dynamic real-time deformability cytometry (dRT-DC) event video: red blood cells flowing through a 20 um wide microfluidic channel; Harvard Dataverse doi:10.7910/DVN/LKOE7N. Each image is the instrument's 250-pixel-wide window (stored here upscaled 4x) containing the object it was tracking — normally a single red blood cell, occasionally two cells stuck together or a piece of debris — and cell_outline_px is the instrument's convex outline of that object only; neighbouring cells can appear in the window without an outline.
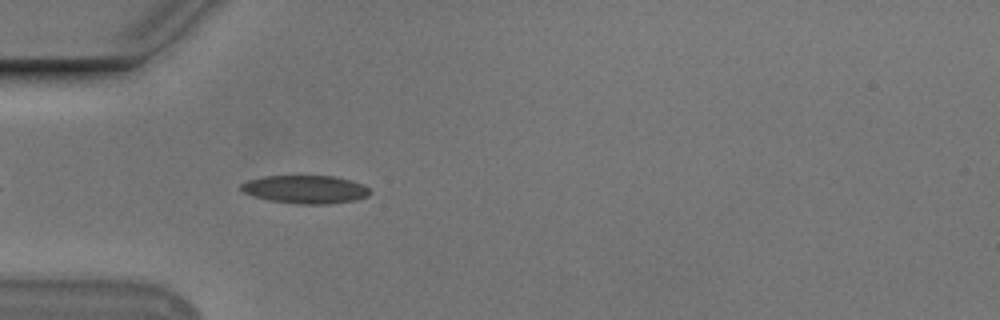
{"species": "Egyptian fruit bat (a non-hibernating species)", "species_latin": "Rousettus aegyptiacus", "temperature_condition": "cold", "stored_images_in_passage": 42, "camera_frame_rate_fps": 3000, "um_per_image_px": 0.085, "animal": {"sex": "male"}, "frame": {"image": 1, "passage_image": 4, "time_ms": 1.0, "image_size_px": [1000, 320], "cell_outline_px": [[372, 192], [368, 196], [356, 200], [328, 204], [296, 204], [268, 200], [252, 196], [244, 192], [240, 188], [240, 184], [248, 180], [264, 176], [336, 176], [364, 184]], "centroid_in_image_um": [25.97, 16.1], "position_along_channel_um": 59.0, "area_um2": 21.33}}
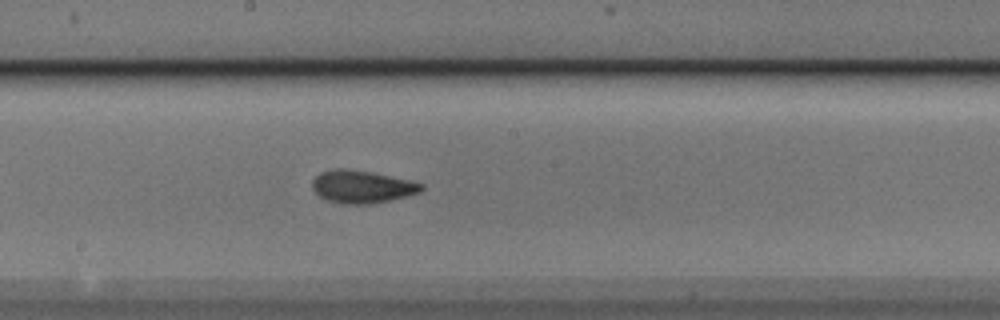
{"frame": {"image": 2, "passage_image": 17, "time_ms": 5.333, "image_size_px": [1000, 320], "cell_outline_px": [[424, 188], [420, 192], [388, 200], [368, 204], [344, 204], [328, 200], [320, 196], [312, 188], [312, 180], [320, 172], [336, 168], [344, 168], [372, 172], [408, 180], [424, 184]], "centroid_in_image_um": [30.74, 15.86], "position_along_channel_um": 217.5, "area_um2": 20.52}}
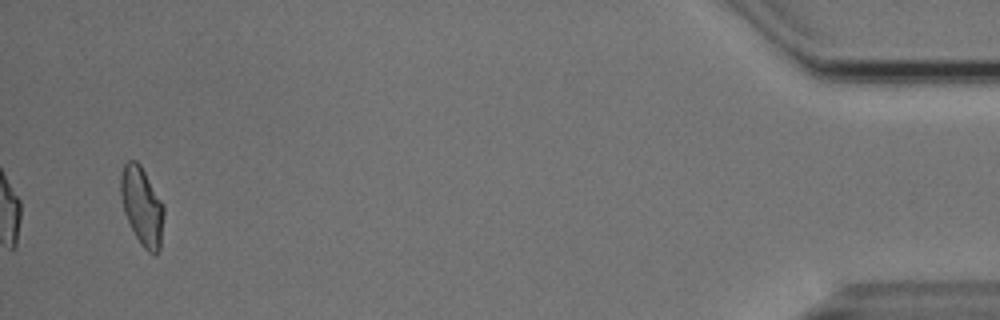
{"frame": {"image": 3, "passage_image": 40, "time_ms": 13.0, "image_size_px": [1000, 320], "cell_outline_px": [[164, 216], [160, 248], [156, 256], [148, 252], [140, 244], [124, 212], [120, 196], [120, 176], [124, 164], [128, 160], [136, 160], [140, 164], [164, 204]], "centroid_in_image_um": [12.08, 17.52], "position_along_channel_um": 423.1, "area_um2": 19.83}, "authors_computed_cell_mechanics": {"area_um2": 19.8254, "velocity_mm_per_s": 3.7556, "shape_relaxation_time_tau1_ms": 3.818, "shape_relaxation_time_tau2_ms": 1.5656, "deformation_change_tau1": 0.1644, "deformation_change_tau2": 0.0826}}